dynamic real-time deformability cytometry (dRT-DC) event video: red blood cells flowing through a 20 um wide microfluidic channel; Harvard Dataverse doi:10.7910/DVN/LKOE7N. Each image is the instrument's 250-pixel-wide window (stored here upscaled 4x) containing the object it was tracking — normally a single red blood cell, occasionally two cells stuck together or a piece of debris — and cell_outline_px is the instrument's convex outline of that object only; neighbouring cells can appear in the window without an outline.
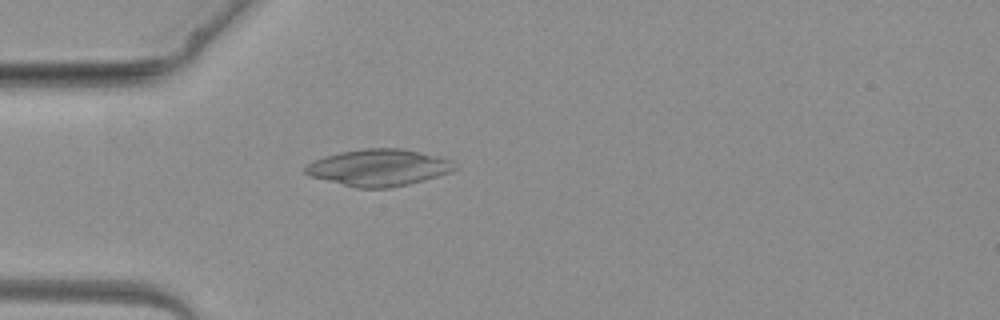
{"species": "common noctule bat (a hibernating species)", "species_latin": "Nyctalus noctula", "temperature_condition": "warm", "stored_images_in_passage": 3, "camera_frame_rate_fps": 3000, "um_per_image_px": 0.085, "animal": {"sex": "female", "body_mass_g": 19.3, "forearm_length_mm": 54.1}, "frame": {"image": 1, "passage_image": 3, "time_ms": 3.667, "image_size_px": [1000, 320], "cell_outline_px": [[460, 168], [452, 172], [424, 180], [408, 184], [388, 188], [356, 188], [312, 176], [304, 172], [304, 168], [308, 164], [324, 156], [340, 152], [364, 148], [404, 148], [444, 156], [452, 160]], "centroid_in_image_um": [32.3, 14.23], "position_along_channel_um": 52.7, "area_um2": 32.31}}